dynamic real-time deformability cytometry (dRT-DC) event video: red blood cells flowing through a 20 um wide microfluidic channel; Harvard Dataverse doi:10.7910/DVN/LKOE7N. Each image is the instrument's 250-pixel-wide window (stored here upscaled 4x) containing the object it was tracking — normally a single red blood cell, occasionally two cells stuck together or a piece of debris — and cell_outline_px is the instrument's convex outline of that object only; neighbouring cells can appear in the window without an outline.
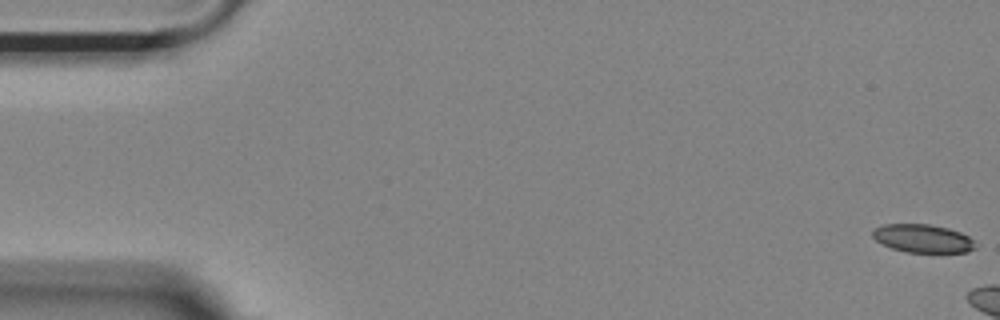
{"species": "Egyptian fruit bat (a non-hibernating species)", "species_latin": "Rousettus aegyptiacus", "temperature_condition": "room temperature", "stored_images_in_passage": 8, "camera_frame_rate_fps": 3000, "um_per_image_px": 0.085, "animal": {"sex": "female"}, "frame": {"image": 1, "passage_image": 1, "time_ms": 0.0, "image_size_px": [1000, 320], "cell_outline_px": [[980, 244], [976, 248], [968, 252], [940, 256], [908, 252], [892, 248], [876, 240], [872, 236], [872, 232], [876, 228], [884, 224], [928, 224], [948, 228], [960, 232], [968, 236]], "centroid_in_image_um": [78.57, 20.33], "position_along_channel_um": 6.4, "area_um2": 17.8}}